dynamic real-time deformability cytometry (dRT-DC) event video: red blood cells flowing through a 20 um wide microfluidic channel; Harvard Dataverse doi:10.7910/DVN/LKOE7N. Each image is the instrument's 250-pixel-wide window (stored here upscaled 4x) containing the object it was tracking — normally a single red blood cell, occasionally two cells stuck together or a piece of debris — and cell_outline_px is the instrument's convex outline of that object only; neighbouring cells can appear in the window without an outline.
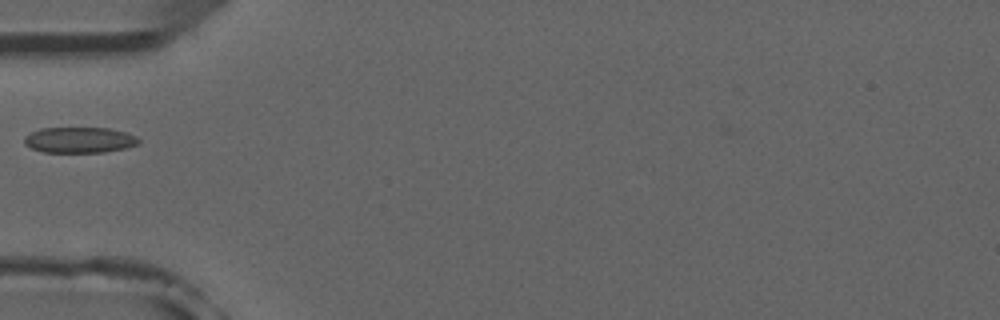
{"species": "common noctule bat (a hibernating species)", "species_latin": "Nyctalus noctula", "temperature_condition": "room temperature", "stored_images_in_passage": 1, "camera_frame_rate_fps": 3000, "um_per_image_px": 0.085, "animal": {"sex": "male", "forearm_length_mm": 52.5}, "frame": {"image": 1, "passage_image": 1, "time_ms": 0.0, "image_size_px": [1000, 320], "cell_outline_px": [[140, 144], [124, 148], [104, 152], [44, 152], [32, 148], [24, 144], [24, 136], [40, 128], [108, 128], [124, 132], [136, 136], [140, 140]], "centroid_in_image_um": [6.75, 11.9], "position_along_channel_um": 78.3, "area_um2": 17.11}}